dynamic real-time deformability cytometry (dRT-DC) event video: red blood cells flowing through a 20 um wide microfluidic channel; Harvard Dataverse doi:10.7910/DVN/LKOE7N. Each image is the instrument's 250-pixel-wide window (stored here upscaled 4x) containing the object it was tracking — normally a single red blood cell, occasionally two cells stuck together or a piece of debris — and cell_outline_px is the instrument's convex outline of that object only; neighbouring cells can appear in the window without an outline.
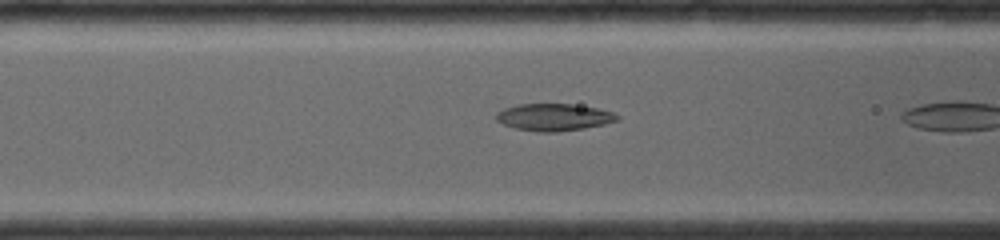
{"species": "common noctule bat (a hibernating species)", "species_latin": "Nyctalus noctula", "temperature_condition": "room temperature", "stored_images_in_passage": 9, "camera_frame_rate_fps": 4000, "um_per_image_px": 0.085, "animal": {"sex": "female", "body_mass_g": 19.0, "forearm_length_mm": 56.7}, "frame": {"image": 1, "passage_image": 8, "time_ms": 1.75, "image_size_px": [1000, 240], "cell_outline_px": [[620, 120], [604, 124], [584, 128], [556, 132], [536, 132], [516, 128], [504, 124], [496, 120], [496, 112], [504, 108], [516, 104], [572, 104], [596, 108], [612, 112], [620, 116]], "centroid_in_image_um": [47.07, 9.96], "position_along_channel_um": 119.5, "area_um2": 19.13}}